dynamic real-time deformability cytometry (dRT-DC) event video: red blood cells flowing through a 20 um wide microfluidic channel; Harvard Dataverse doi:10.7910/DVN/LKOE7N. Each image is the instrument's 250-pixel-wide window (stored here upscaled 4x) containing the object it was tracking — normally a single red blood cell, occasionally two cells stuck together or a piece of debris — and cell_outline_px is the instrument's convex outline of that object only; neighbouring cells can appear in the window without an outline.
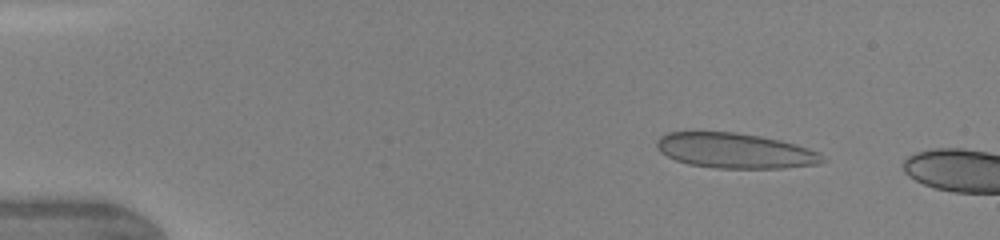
{"species": "human", "species_latin": "Homo sapiens", "temperature_condition": "warm", "stored_images_in_passage": 20, "camera_frame_rate_fps": 3000, "um_per_image_px": 0.085, "donor": {"sex": "female"}, "frame": {"image": 1, "passage_image": 6, "time_ms": 1.667, "image_size_px": [1000, 240], "cell_outline_px": [[828, 160], [820, 164], [784, 168], [716, 168], [688, 164], [676, 160], [660, 152], [656, 148], [656, 140], [660, 136], [668, 132], [736, 132], [760, 136], [780, 140], [796, 144], [820, 152]], "centroid_in_image_um": [62.51, 12.81], "position_along_channel_um": 22.5, "area_um2": 34.22}}
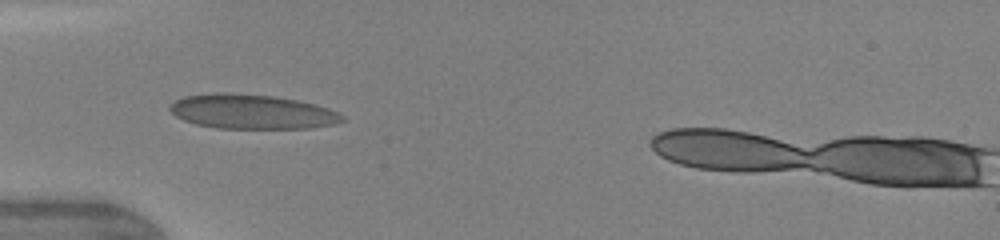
{"frame": {"image": 2, "passage_image": 13, "time_ms": 4.667, "image_size_px": [1000, 240], "cell_outline_px": [[344, 120], [336, 124], [308, 128], [216, 128], [196, 124], [184, 120], [176, 116], [168, 108], [176, 100], [184, 96], [220, 92], [228, 92], [276, 96], [316, 104], [340, 112], [344, 116]], "centroid_in_image_um": [21.44, 9.49], "position_along_channel_um": 63.6, "area_um2": 34.74}}